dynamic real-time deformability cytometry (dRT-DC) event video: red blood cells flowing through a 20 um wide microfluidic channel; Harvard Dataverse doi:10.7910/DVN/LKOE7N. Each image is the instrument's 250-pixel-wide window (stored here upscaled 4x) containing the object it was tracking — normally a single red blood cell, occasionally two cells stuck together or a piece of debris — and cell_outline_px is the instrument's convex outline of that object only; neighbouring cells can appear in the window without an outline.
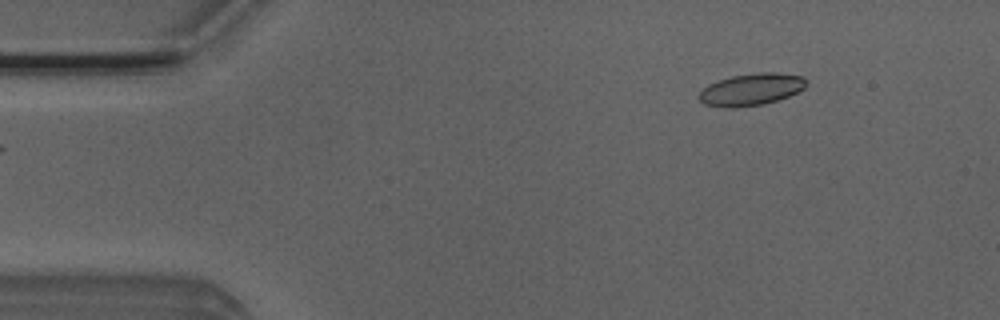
{"species": "Egyptian fruit bat (a non-hibernating species)", "species_latin": "Rousettus aegyptiacus", "temperature_condition": "room temperature", "stored_images_in_passage": 44, "camera_frame_rate_fps": 3000, "um_per_image_px": 0.085, "animal": {"sex": "male"}, "frame": {"image": 1, "passage_image": 1, "time_ms": 0.0, "image_size_px": [1000, 320], "cell_outline_px": [[804, 88], [788, 96], [764, 104], [732, 108], [724, 108], [704, 104], [696, 96], [708, 84], [732, 76], [760, 72], [776, 72], [804, 76]], "centroid_in_image_um": [63.81, 7.61], "position_along_channel_um": 21.2, "area_um2": 19.88}}
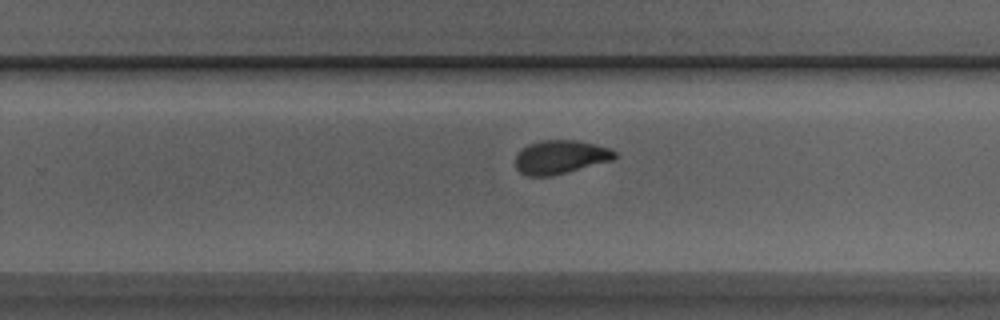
{"frame": {"image": 2, "passage_image": 27, "time_ms": 8.667, "image_size_px": [1000, 320], "cell_outline_px": [[616, 156], [612, 160], [568, 172], [552, 176], [528, 176], [520, 172], [516, 168], [516, 156], [528, 144], [540, 140], [580, 140], [596, 144], [608, 148], [616, 152]], "centroid_in_image_um": [47.64, 13.34], "position_along_channel_um": 282.2, "area_um2": 19.42}}
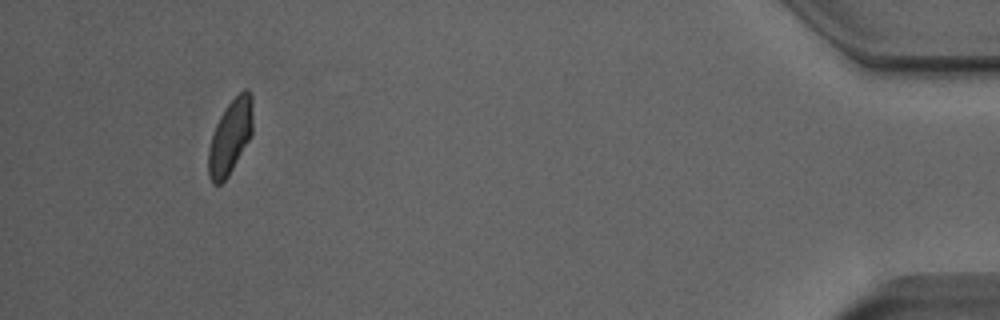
{"frame": {"image": 3, "passage_image": 43, "time_ms": 14.0, "image_size_px": [1000, 320], "cell_outline_px": [[252, 132], [248, 140], [228, 176], [220, 184], [212, 184], [208, 176], [208, 148], [216, 124], [220, 116], [228, 104], [244, 88], [248, 88], [252, 96]], "centroid_in_image_um": [19.56, 11.62], "position_along_channel_um": 415.6, "area_um2": 19.02}}